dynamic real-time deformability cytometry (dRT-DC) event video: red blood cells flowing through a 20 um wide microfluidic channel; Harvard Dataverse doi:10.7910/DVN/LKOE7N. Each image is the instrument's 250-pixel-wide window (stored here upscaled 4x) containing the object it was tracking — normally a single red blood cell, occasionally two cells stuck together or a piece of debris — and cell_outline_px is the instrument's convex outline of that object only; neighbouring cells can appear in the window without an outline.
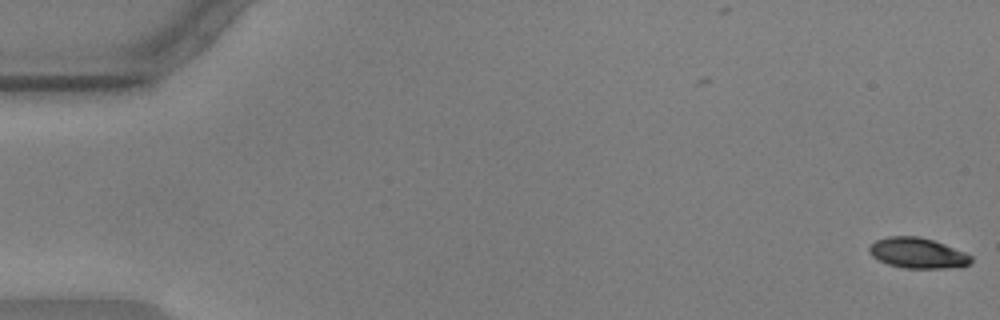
{"species": "common noctule bat (a hibernating species)", "species_latin": "Nyctalus noctula", "temperature_condition": "warm", "stored_images_in_passage": 57, "camera_frame_rate_fps": 3000, "um_per_image_px": 0.085, "animal": {"sex": "male", "body_mass_g": 17.9, "forearm_length_mm": 54.2}, "frame": {"image": 1, "passage_image": 1, "time_ms": 0.0, "image_size_px": [1000, 320], "cell_outline_px": [[972, 260], [968, 264], [960, 268], [904, 268], [888, 264], [872, 256], [868, 252], [868, 248], [876, 240], [888, 236], [920, 236], [944, 244], [964, 252], [972, 256]], "centroid_in_image_um": [78.0, 21.51], "position_along_channel_um": 7.0, "area_um2": 18.09}}
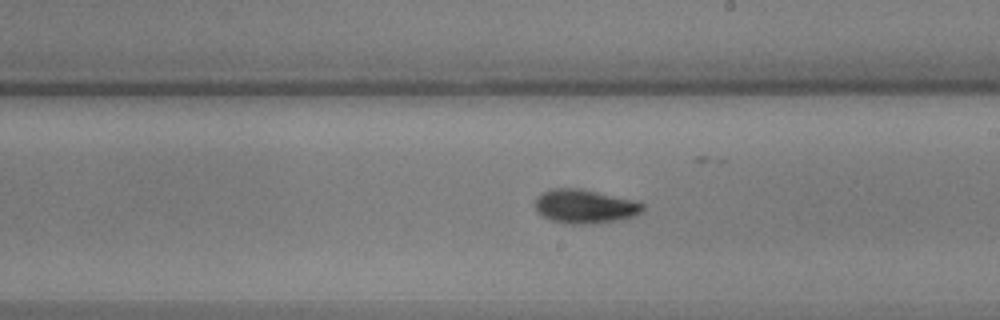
{"frame": {"image": 2, "passage_image": 33, "time_ms": 10.667, "image_size_px": [1000, 320], "cell_outline_px": [[644, 212], [632, 216], [616, 220], [592, 224], [564, 224], [540, 216], [536, 212], [532, 204], [536, 196], [552, 188], [580, 188], [644, 204]], "centroid_in_image_um": [49.59, 17.56], "position_along_channel_um": 239.4, "area_um2": 21.27}}
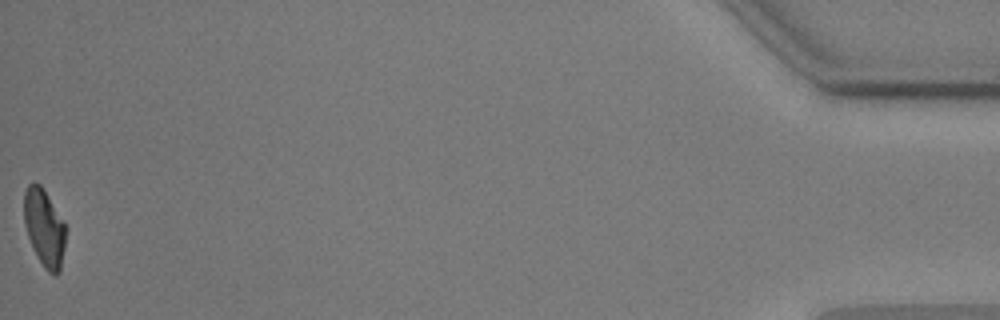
{"frame": {"image": 3, "passage_image": 57, "time_ms": 18.667, "image_size_px": [1000, 320], "cell_outline_px": [[68, 228], [60, 272], [56, 276], [52, 276], [44, 268], [32, 248], [24, 224], [24, 192], [28, 184], [32, 180], [40, 184], [44, 188]], "centroid_in_image_um": [3.79, 19.36], "position_along_channel_um": 431.4, "area_um2": 19.42}, "authors_computed_cell_mechanics": {"area_um2": 19.7676, "velocity_mm_per_s": 3.5826, "shape_relaxation_time_tau1_ms": 3.1708, "shape_relaxation_time_tau2_ms": 3.1924, "deformation_change_tau1": 0.1349, "deformation_change_tau2": 0.0737}}